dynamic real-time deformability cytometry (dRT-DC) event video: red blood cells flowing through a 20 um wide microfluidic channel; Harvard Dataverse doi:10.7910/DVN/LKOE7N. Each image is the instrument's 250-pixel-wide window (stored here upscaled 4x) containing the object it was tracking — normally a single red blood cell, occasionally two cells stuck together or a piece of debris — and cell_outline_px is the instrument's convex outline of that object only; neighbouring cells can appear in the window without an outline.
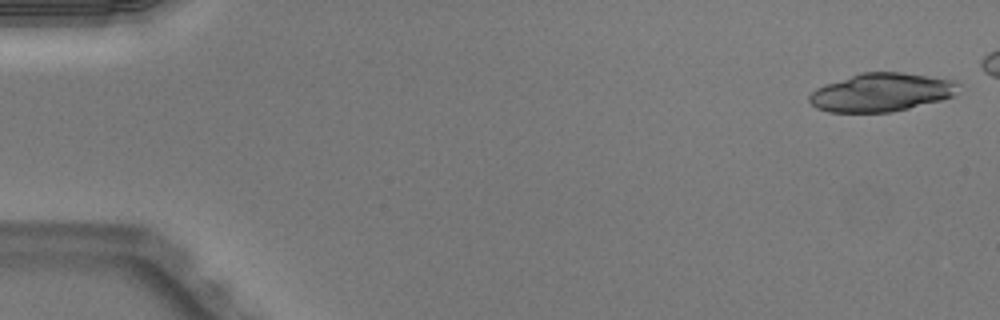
{"species": "Egyptian fruit bat (a non-hibernating species)", "species_latin": "Rousettus aegyptiacus", "temperature_condition": "warm", "stored_images_in_passage": 21, "camera_frame_rate_fps": 3000, "um_per_image_px": 0.085, "animal": {"sex": "male"}, "frame": {"image": 1, "passage_image": 1, "time_ms": 0.0, "image_size_px": [1000, 320], "cell_outline_px": [[960, 84], [952, 96], [940, 100], [892, 112], [828, 112], [816, 108], [808, 100], [808, 96], [816, 88], [824, 84], [860, 72], [904, 72], [956, 80]], "centroid_in_image_um": [74.89, 7.84], "position_along_channel_um": 10.1, "area_um2": 33.41}}